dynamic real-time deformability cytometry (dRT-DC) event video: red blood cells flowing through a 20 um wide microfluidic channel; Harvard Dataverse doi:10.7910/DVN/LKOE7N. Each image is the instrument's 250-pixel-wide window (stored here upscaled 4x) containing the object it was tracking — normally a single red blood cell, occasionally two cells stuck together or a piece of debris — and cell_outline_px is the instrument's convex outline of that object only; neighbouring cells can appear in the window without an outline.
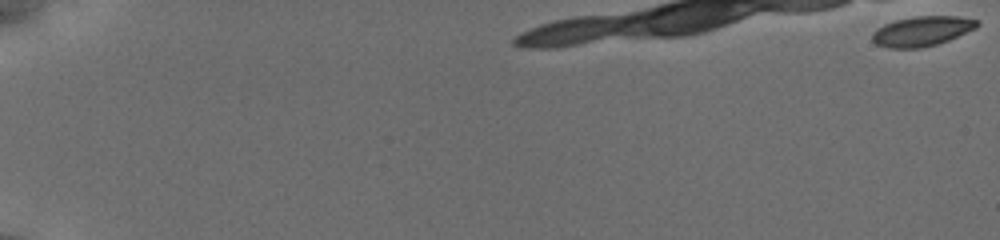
{"species": "common noctule bat (a hibernating species)", "species_latin": "Nyctalus noctula", "temperature_condition": "cold", "stored_images_in_passage": 15, "camera_frame_rate_fps": 3000, "um_per_image_px": 0.085, "animal": {"sex": "female", "body_mass_g": 19.5, "forearm_length_mm": 54.1}, "frame": {"image": 1, "passage_image": 1, "time_ms": 0.0, "image_size_px": [1000, 240], "cell_outline_px": [[980, 24], [976, 28], [948, 40], [936, 44], [920, 48], [888, 48], [876, 44], [872, 40], [872, 32], [876, 28], [884, 24], [896, 20], [916, 16], [956, 16], [980, 20]], "centroid_in_image_um": [78.36, 2.64], "position_along_channel_um": 6.6, "area_um2": 18.26}}
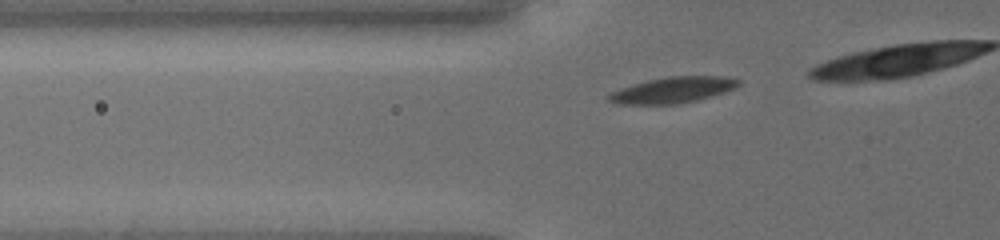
{"frame": {"image": 2, "passage_image": 9, "time_ms": 2.667, "image_size_px": [1000, 240], "cell_outline_px": [[740, 84], [724, 92], [696, 100], [676, 104], [620, 104], [608, 100], [608, 96], [612, 92], [632, 84], [648, 80], [668, 76], [724, 76], [740, 80]], "centroid_in_image_um": [57.19, 7.64], "position_along_channel_um": 68.6, "area_um2": 19.31}}
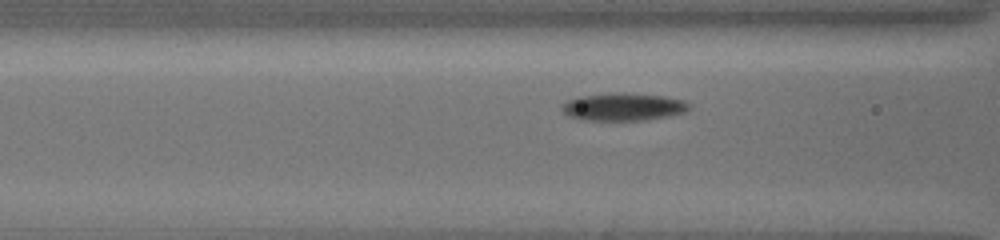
{"frame": {"image": 3, "passage_image": 13, "time_ms": 4.0, "image_size_px": [1000, 240], "cell_outline_px": [[688, 108], [684, 112], [668, 116], [644, 120], [580, 120], [568, 116], [560, 108], [560, 104], [568, 100], [580, 96], [620, 92], [628, 92], [664, 96], [684, 100], [688, 104]], "centroid_in_image_um": [52.92, 9.07], "position_along_channel_um": 113.7, "area_um2": 20.58}}